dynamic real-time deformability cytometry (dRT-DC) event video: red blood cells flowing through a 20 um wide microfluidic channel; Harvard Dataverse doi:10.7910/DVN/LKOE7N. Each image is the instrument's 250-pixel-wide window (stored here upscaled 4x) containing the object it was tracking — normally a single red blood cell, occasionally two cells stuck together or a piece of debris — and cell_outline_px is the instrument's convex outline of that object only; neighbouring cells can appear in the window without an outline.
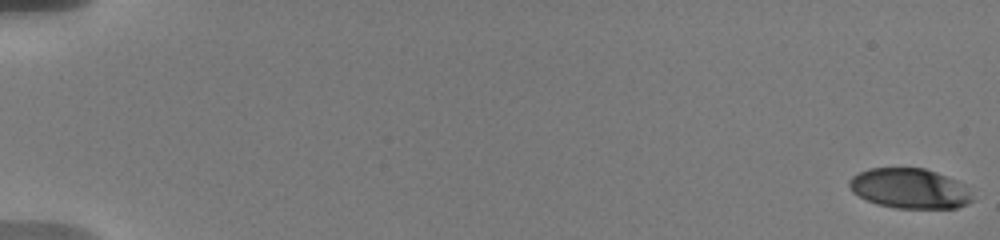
{"species": "human", "species_latin": "Homo sapiens", "temperature_condition": "warm", "stored_images_in_passage": 87, "camera_frame_rate_fps": 3000, "um_per_image_px": 0.085, "donor": {"sex": "male"}, "frame": {"image": 1, "passage_image": 1, "time_ms": 0.0, "image_size_px": [1000, 240], "cell_outline_px": [[972, 200], [968, 204], [956, 208], [896, 208], [876, 204], [852, 192], [848, 184], [848, 180], [852, 176], [868, 168], [924, 168], [936, 172], [956, 180], [964, 184]], "centroid_in_image_um": [77.29, 16.02], "position_along_channel_um": 7.7, "area_um2": 28.61}}
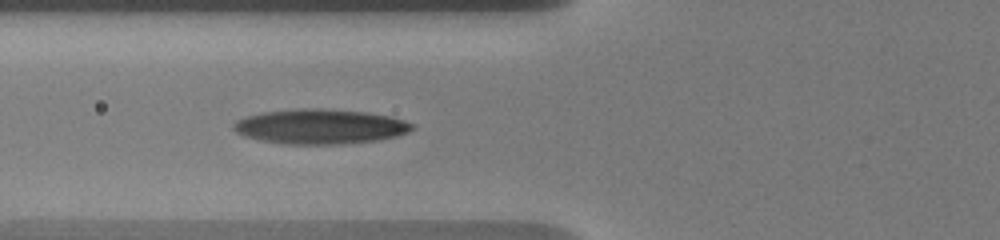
{"frame": {"image": 2, "passage_image": 44, "time_ms": 7.667, "image_size_px": [1000, 240], "cell_outline_px": [[412, 128], [408, 132], [396, 136], [376, 140], [340, 144], [280, 144], [260, 140], [244, 136], [236, 132], [232, 128], [232, 124], [236, 120], [260, 112], [300, 108], [320, 108], [364, 112], [388, 116], [404, 120], [412, 124]], "centroid_in_image_um": [27.14, 10.75], "position_along_channel_um": 98.7, "area_um2": 36.18}}
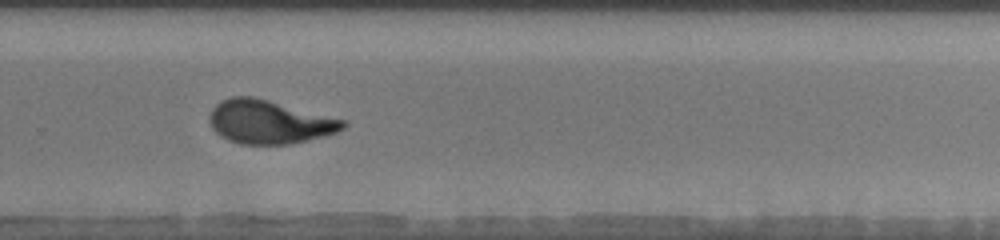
{"frame": {"image": 3, "passage_image": 68, "time_ms": 13.333, "image_size_px": [1000, 240], "cell_outline_px": [[348, 124], [344, 128], [336, 132], [292, 144], [240, 144], [228, 140], [220, 136], [212, 128], [208, 120], [208, 116], [212, 108], [220, 100], [232, 96], [252, 96], [268, 100], [344, 120]], "centroid_in_image_um": [22.82, 10.36], "position_along_channel_um": 307.0, "area_um2": 33.76}, "authors_computed_cell_mechanics": {"area_um2": 33.1772, "velocity_mm_per_s": 3.6812, "shape_relaxation_time_tau1_ms": 7.5256, "shape_relaxation_time_tau2_ms": 1.1471, "deformation_change_tau1": 0.2669, "deformation_change_tau2": 0.0895}}